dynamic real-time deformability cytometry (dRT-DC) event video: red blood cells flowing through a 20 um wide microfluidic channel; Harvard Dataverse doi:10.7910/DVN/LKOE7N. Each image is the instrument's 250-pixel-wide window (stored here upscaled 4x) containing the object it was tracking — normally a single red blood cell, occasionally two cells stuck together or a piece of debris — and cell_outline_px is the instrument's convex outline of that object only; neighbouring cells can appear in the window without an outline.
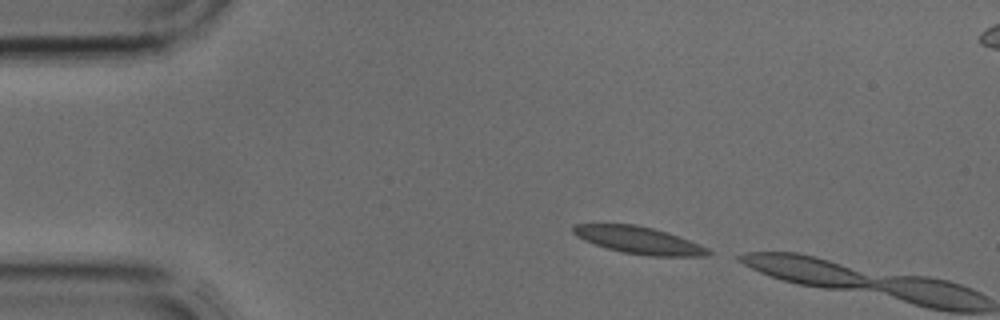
{"species": "common noctule bat (a hibernating species)", "species_latin": "Nyctalus noctula", "temperature_condition": "cold", "stored_images_in_passage": 2, "camera_frame_rate_fps": 3000, "um_per_image_px": 0.085, "animal": {"sex": "male", "body_mass_g": 17.9, "forearm_length_mm": 54.2}, "frame": {"image": 1, "passage_image": 1, "time_ms": 0.0, "image_size_px": [1000, 320], "cell_outline_px": [[712, 252], [708, 256], [648, 256], [624, 252], [608, 248], [584, 240], [576, 236], [572, 232], [572, 228], [576, 224], [636, 224], [668, 232], [700, 244], [708, 248]], "centroid_in_image_um": [54.33, 20.42], "position_along_channel_um": 30.7, "area_um2": 21.27}}